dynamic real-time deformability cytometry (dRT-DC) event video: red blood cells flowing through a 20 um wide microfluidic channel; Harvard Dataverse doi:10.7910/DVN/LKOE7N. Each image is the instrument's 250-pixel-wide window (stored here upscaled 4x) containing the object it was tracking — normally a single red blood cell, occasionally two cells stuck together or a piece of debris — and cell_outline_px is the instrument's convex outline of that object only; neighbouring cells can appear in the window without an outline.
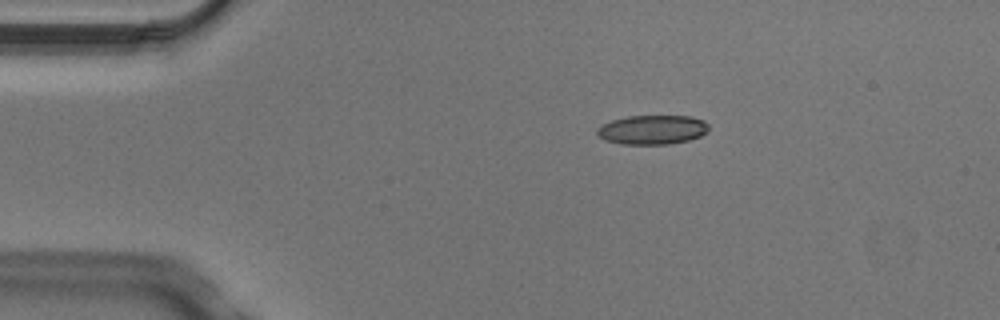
{"species": "Egyptian fruit bat (a non-hibernating species)", "species_latin": "Rousettus aegyptiacus", "temperature_condition": "cold", "stored_images_in_passage": 4, "camera_frame_rate_fps": 3000, "um_per_image_px": 0.085, "animal": {"sex": "male"}, "frame": {"image": 1, "passage_image": 1, "time_ms": 0.0, "image_size_px": [1000, 320], "cell_outline_px": [[708, 132], [700, 136], [688, 140], [668, 144], [624, 144], [604, 140], [596, 136], [596, 128], [612, 120], [628, 116], [692, 116], [704, 120], [708, 124]], "centroid_in_image_um": [55.44, 11.02], "position_along_channel_um": 29.6, "area_um2": 19.13}}
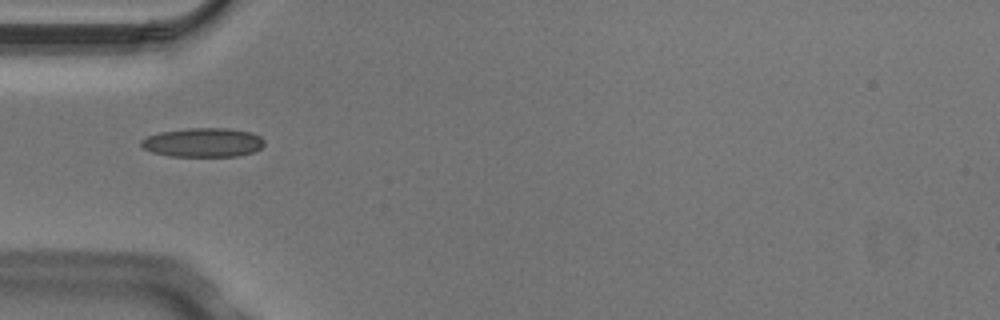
{"frame": {"image": 2, "passage_image": 3, "time_ms": 0.667, "image_size_px": [1000, 320], "cell_outline_px": [[264, 144], [260, 148], [252, 152], [240, 156], [168, 156], [152, 152], [144, 148], [140, 144], [140, 140], [148, 136], [160, 132], [188, 128], [228, 128], [252, 132], [260, 136], [264, 140]], "centroid_in_image_um": [17.27, 12.11], "position_along_channel_um": 67.7, "area_um2": 20.92}}